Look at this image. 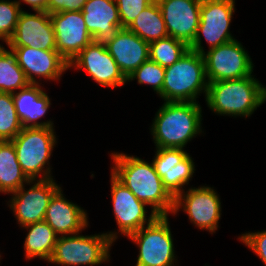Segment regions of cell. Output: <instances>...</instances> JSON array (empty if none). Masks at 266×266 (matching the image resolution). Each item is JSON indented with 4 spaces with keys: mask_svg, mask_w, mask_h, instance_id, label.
Segmentation results:
<instances>
[{
    "mask_svg": "<svg viewBox=\"0 0 266 266\" xmlns=\"http://www.w3.org/2000/svg\"><path fill=\"white\" fill-rule=\"evenodd\" d=\"M184 211L190 222L198 229L209 231L211 234L218 230L221 219V201L213 187H191L174 198L172 215Z\"/></svg>",
    "mask_w": 266,
    "mask_h": 266,
    "instance_id": "cell-9",
    "label": "cell"
},
{
    "mask_svg": "<svg viewBox=\"0 0 266 266\" xmlns=\"http://www.w3.org/2000/svg\"><path fill=\"white\" fill-rule=\"evenodd\" d=\"M87 0H49L46 12L82 11Z\"/></svg>",
    "mask_w": 266,
    "mask_h": 266,
    "instance_id": "cell-33",
    "label": "cell"
},
{
    "mask_svg": "<svg viewBox=\"0 0 266 266\" xmlns=\"http://www.w3.org/2000/svg\"><path fill=\"white\" fill-rule=\"evenodd\" d=\"M8 48L16 56L30 84H42L37 79L41 77L47 81H60L63 73L69 69V64L57 50H40L28 46Z\"/></svg>",
    "mask_w": 266,
    "mask_h": 266,
    "instance_id": "cell-16",
    "label": "cell"
},
{
    "mask_svg": "<svg viewBox=\"0 0 266 266\" xmlns=\"http://www.w3.org/2000/svg\"><path fill=\"white\" fill-rule=\"evenodd\" d=\"M56 50L69 64L93 38L87 30L81 11H64L50 14Z\"/></svg>",
    "mask_w": 266,
    "mask_h": 266,
    "instance_id": "cell-14",
    "label": "cell"
},
{
    "mask_svg": "<svg viewBox=\"0 0 266 266\" xmlns=\"http://www.w3.org/2000/svg\"><path fill=\"white\" fill-rule=\"evenodd\" d=\"M113 243L106 233L58 236L48 263L61 266H97L107 263L110 262Z\"/></svg>",
    "mask_w": 266,
    "mask_h": 266,
    "instance_id": "cell-6",
    "label": "cell"
},
{
    "mask_svg": "<svg viewBox=\"0 0 266 266\" xmlns=\"http://www.w3.org/2000/svg\"><path fill=\"white\" fill-rule=\"evenodd\" d=\"M165 68L158 63L148 59L137 68L128 78L127 82L137 80L138 84L150 85L154 92L161 98L164 83Z\"/></svg>",
    "mask_w": 266,
    "mask_h": 266,
    "instance_id": "cell-29",
    "label": "cell"
},
{
    "mask_svg": "<svg viewBox=\"0 0 266 266\" xmlns=\"http://www.w3.org/2000/svg\"><path fill=\"white\" fill-rule=\"evenodd\" d=\"M115 2L121 27L127 28L148 5L156 4L158 0H115Z\"/></svg>",
    "mask_w": 266,
    "mask_h": 266,
    "instance_id": "cell-31",
    "label": "cell"
},
{
    "mask_svg": "<svg viewBox=\"0 0 266 266\" xmlns=\"http://www.w3.org/2000/svg\"><path fill=\"white\" fill-rule=\"evenodd\" d=\"M234 12L235 0H202L199 26L189 49L203 54V37L209 49L234 40L229 28Z\"/></svg>",
    "mask_w": 266,
    "mask_h": 266,
    "instance_id": "cell-8",
    "label": "cell"
},
{
    "mask_svg": "<svg viewBox=\"0 0 266 266\" xmlns=\"http://www.w3.org/2000/svg\"><path fill=\"white\" fill-rule=\"evenodd\" d=\"M29 185H32L29 189L23 185L19 190L11 193L12 197L7 202L21 228L44 221L50 199L61 187L53 178L31 180Z\"/></svg>",
    "mask_w": 266,
    "mask_h": 266,
    "instance_id": "cell-12",
    "label": "cell"
},
{
    "mask_svg": "<svg viewBox=\"0 0 266 266\" xmlns=\"http://www.w3.org/2000/svg\"><path fill=\"white\" fill-rule=\"evenodd\" d=\"M168 36L193 42L200 21L202 0H158Z\"/></svg>",
    "mask_w": 266,
    "mask_h": 266,
    "instance_id": "cell-18",
    "label": "cell"
},
{
    "mask_svg": "<svg viewBox=\"0 0 266 266\" xmlns=\"http://www.w3.org/2000/svg\"><path fill=\"white\" fill-rule=\"evenodd\" d=\"M30 181L18 163L13 143L0 141V193L9 195Z\"/></svg>",
    "mask_w": 266,
    "mask_h": 266,
    "instance_id": "cell-23",
    "label": "cell"
},
{
    "mask_svg": "<svg viewBox=\"0 0 266 266\" xmlns=\"http://www.w3.org/2000/svg\"><path fill=\"white\" fill-rule=\"evenodd\" d=\"M28 231L24 241V252L26 260L38 257L44 261H49L58 235L45 222H37L23 227Z\"/></svg>",
    "mask_w": 266,
    "mask_h": 266,
    "instance_id": "cell-24",
    "label": "cell"
},
{
    "mask_svg": "<svg viewBox=\"0 0 266 266\" xmlns=\"http://www.w3.org/2000/svg\"><path fill=\"white\" fill-rule=\"evenodd\" d=\"M208 82L240 79L251 76L252 59L237 39L203 53Z\"/></svg>",
    "mask_w": 266,
    "mask_h": 266,
    "instance_id": "cell-10",
    "label": "cell"
},
{
    "mask_svg": "<svg viewBox=\"0 0 266 266\" xmlns=\"http://www.w3.org/2000/svg\"><path fill=\"white\" fill-rule=\"evenodd\" d=\"M188 49L185 42L167 36L149 43V59L165 68L178 61Z\"/></svg>",
    "mask_w": 266,
    "mask_h": 266,
    "instance_id": "cell-27",
    "label": "cell"
},
{
    "mask_svg": "<svg viewBox=\"0 0 266 266\" xmlns=\"http://www.w3.org/2000/svg\"><path fill=\"white\" fill-rule=\"evenodd\" d=\"M22 8L15 0H0V40L7 42L12 38Z\"/></svg>",
    "mask_w": 266,
    "mask_h": 266,
    "instance_id": "cell-30",
    "label": "cell"
},
{
    "mask_svg": "<svg viewBox=\"0 0 266 266\" xmlns=\"http://www.w3.org/2000/svg\"><path fill=\"white\" fill-rule=\"evenodd\" d=\"M8 47H31L40 50H56V40L50 14L35 11V14L22 10L15 32L6 44Z\"/></svg>",
    "mask_w": 266,
    "mask_h": 266,
    "instance_id": "cell-17",
    "label": "cell"
},
{
    "mask_svg": "<svg viewBox=\"0 0 266 266\" xmlns=\"http://www.w3.org/2000/svg\"><path fill=\"white\" fill-rule=\"evenodd\" d=\"M22 129L12 93L0 92V141H12Z\"/></svg>",
    "mask_w": 266,
    "mask_h": 266,
    "instance_id": "cell-28",
    "label": "cell"
},
{
    "mask_svg": "<svg viewBox=\"0 0 266 266\" xmlns=\"http://www.w3.org/2000/svg\"><path fill=\"white\" fill-rule=\"evenodd\" d=\"M86 210L64 197L60 187L51 197L44 221L58 236L82 233L88 227Z\"/></svg>",
    "mask_w": 266,
    "mask_h": 266,
    "instance_id": "cell-20",
    "label": "cell"
},
{
    "mask_svg": "<svg viewBox=\"0 0 266 266\" xmlns=\"http://www.w3.org/2000/svg\"><path fill=\"white\" fill-rule=\"evenodd\" d=\"M110 174L112 206L114 217L118 225V232L110 231L106 234L115 242L119 236V232L123 234V236L128 237L143 226L150 224L157 215L151 211L149 216H147V205L139 201L124 184L112 173Z\"/></svg>",
    "mask_w": 266,
    "mask_h": 266,
    "instance_id": "cell-11",
    "label": "cell"
},
{
    "mask_svg": "<svg viewBox=\"0 0 266 266\" xmlns=\"http://www.w3.org/2000/svg\"><path fill=\"white\" fill-rule=\"evenodd\" d=\"M29 84L14 53L0 44V92L14 93Z\"/></svg>",
    "mask_w": 266,
    "mask_h": 266,
    "instance_id": "cell-26",
    "label": "cell"
},
{
    "mask_svg": "<svg viewBox=\"0 0 266 266\" xmlns=\"http://www.w3.org/2000/svg\"><path fill=\"white\" fill-rule=\"evenodd\" d=\"M12 95L16 113L23 128L55 127L52 120L39 122L51 105L48 93L44 91L41 84H29Z\"/></svg>",
    "mask_w": 266,
    "mask_h": 266,
    "instance_id": "cell-21",
    "label": "cell"
},
{
    "mask_svg": "<svg viewBox=\"0 0 266 266\" xmlns=\"http://www.w3.org/2000/svg\"><path fill=\"white\" fill-rule=\"evenodd\" d=\"M168 216H157L150 224L128 236L137 245L135 266H175L173 236Z\"/></svg>",
    "mask_w": 266,
    "mask_h": 266,
    "instance_id": "cell-7",
    "label": "cell"
},
{
    "mask_svg": "<svg viewBox=\"0 0 266 266\" xmlns=\"http://www.w3.org/2000/svg\"><path fill=\"white\" fill-rule=\"evenodd\" d=\"M209 82L203 54L191 49L173 65L165 67L161 98L165 102H197L206 97Z\"/></svg>",
    "mask_w": 266,
    "mask_h": 266,
    "instance_id": "cell-4",
    "label": "cell"
},
{
    "mask_svg": "<svg viewBox=\"0 0 266 266\" xmlns=\"http://www.w3.org/2000/svg\"><path fill=\"white\" fill-rule=\"evenodd\" d=\"M111 173L157 216L173 213L174 197L164 187L153 163L137 156L112 152Z\"/></svg>",
    "mask_w": 266,
    "mask_h": 266,
    "instance_id": "cell-1",
    "label": "cell"
},
{
    "mask_svg": "<svg viewBox=\"0 0 266 266\" xmlns=\"http://www.w3.org/2000/svg\"><path fill=\"white\" fill-rule=\"evenodd\" d=\"M266 266V230L245 232L238 237Z\"/></svg>",
    "mask_w": 266,
    "mask_h": 266,
    "instance_id": "cell-32",
    "label": "cell"
},
{
    "mask_svg": "<svg viewBox=\"0 0 266 266\" xmlns=\"http://www.w3.org/2000/svg\"><path fill=\"white\" fill-rule=\"evenodd\" d=\"M152 163L174 198L185 190L196 170L191 155L182 148H156Z\"/></svg>",
    "mask_w": 266,
    "mask_h": 266,
    "instance_id": "cell-15",
    "label": "cell"
},
{
    "mask_svg": "<svg viewBox=\"0 0 266 266\" xmlns=\"http://www.w3.org/2000/svg\"><path fill=\"white\" fill-rule=\"evenodd\" d=\"M198 102H164L150 128L155 148H182L202 132Z\"/></svg>",
    "mask_w": 266,
    "mask_h": 266,
    "instance_id": "cell-2",
    "label": "cell"
},
{
    "mask_svg": "<svg viewBox=\"0 0 266 266\" xmlns=\"http://www.w3.org/2000/svg\"><path fill=\"white\" fill-rule=\"evenodd\" d=\"M71 67L85 70L102 87L114 89L128 83L103 41L93 40L69 63Z\"/></svg>",
    "mask_w": 266,
    "mask_h": 266,
    "instance_id": "cell-13",
    "label": "cell"
},
{
    "mask_svg": "<svg viewBox=\"0 0 266 266\" xmlns=\"http://www.w3.org/2000/svg\"><path fill=\"white\" fill-rule=\"evenodd\" d=\"M205 102L217 115L246 118L266 102V86L253 75L211 82Z\"/></svg>",
    "mask_w": 266,
    "mask_h": 266,
    "instance_id": "cell-3",
    "label": "cell"
},
{
    "mask_svg": "<svg viewBox=\"0 0 266 266\" xmlns=\"http://www.w3.org/2000/svg\"><path fill=\"white\" fill-rule=\"evenodd\" d=\"M103 42L126 78L149 59V43L127 28L118 29Z\"/></svg>",
    "mask_w": 266,
    "mask_h": 266,
    "instance_id": "cell-19",
    "label": "cell"
},
{
    "mask_svg": "<svg viewBox=\"0 0 266 266\" xmlns=\"http://www.w3.org/2000/svg\"><path fill=\"white\" fill-rule=\"evenodd\" d=\"M16 3L22 6L21 2H24L33 9V11H46L49 0H15Z\"/></svg>",
    "mask_w": 266,
    "mask_h": 266,
    "instance_id": "cell-34",
    "label": "cell"
},
{
    "mask_svg": "<svg viewBox=\"0 0 266 266\" xmlns=\"http://www.w3.org/2000/svg\"><path fill=\"white\" fill-rule=\"evenodd\" d=\"M54 127L23 128L11 141L18 163L30 180H47L51 175L50 158L57 143Z\"/></svg>",
    "mask_w": 266,
    "mask_h": 266,
    "instance_id": "cell-5",
    "label": "cell"
},
{
    "mask_svg": "<svg viewBox=\"0 0 266 266\" xmlns=\"http://www.w3.org/2000/svg\"><path fill=\"white\" fill-rule=\"evenodd\" d=\"M127 29L148 43L168 36L158 3L148 5Z\"/></svg>",
    "mask_w": 266,
    "mask_h": 266,
    "instance_id": "cell-25",
    "label": "cell"
},
{
    "mask_svg": "<svg viewBox=\"0 0 266 266\" xmlns=\"http://www.w3.org/2000/svg\"><path fill=\"white\" fill-rule=\"evenodd\" d=\"M81 12L93 40L103 41L122 28L115 0H87Z\"/></svg>",
    "mask_w": 266,
    "mask_h": 266,
    "instance_id": "cell-22",
    "label": "cell"
}]
</instances>
